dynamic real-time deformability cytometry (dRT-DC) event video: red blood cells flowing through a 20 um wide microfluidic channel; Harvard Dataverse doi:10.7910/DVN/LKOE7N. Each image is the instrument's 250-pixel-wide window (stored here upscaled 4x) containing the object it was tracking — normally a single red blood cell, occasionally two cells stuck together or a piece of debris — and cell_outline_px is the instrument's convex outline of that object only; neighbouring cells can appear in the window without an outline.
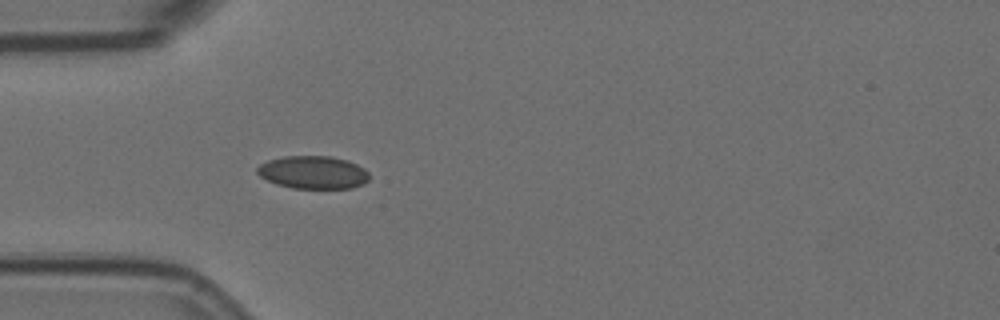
{"species": "Egyptian fruit bat (a non-hibernating species)", "species_latin": "Rousettus aegyptiacus", "temperature_condition": "room temperature", "stored_images_in_passage": 4, "camera_frame_rate_fps": 3000, "um_per_image_px": 0.085, "animal": {"sex": "female"}, "frame": {"image": 1, "passage_image": 4, "time_ms": 1.0, "image_size_px": [1000, 320], "cell_outline_px": [[368, 180], [364, 184], [352, 188], [292, 188], [276, 184], [260, 176], [256, 172], [256, 168], [260, 164], [268, 160], [284, 156], [332, 156], [348, 160], [364, 168], [368, 172]], "centroid_in_image_um": [26.61, 14.64], "position_along_channel_um": 58.4, "area_um2": 21.56}}